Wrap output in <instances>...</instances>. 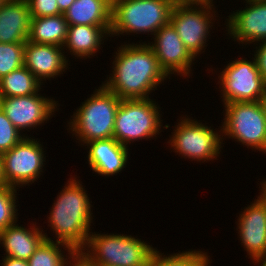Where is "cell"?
I'll return each mask as SVG.
<instances>
[{
    "mask_svg": "<svg viewBox=\"0 0 266 266\" xmlns=\"http://www.w3.org/2000/svg\"><path fill=\"white\" fill-rule=\"evenodd\" d=\"M114 53L112 74L102 85L120 99H147L157 86L170 79L146 42L121 44Z\"/></svg>",
    "mask_w": 266,
    "mask_h": 266,
    "instance_id": "6da1fadb",
    "label": "cell"
},
{
    "mask_svg": "<svg viewBox=\"0 0 266 266\" xmlns=\"http://www.w3.org/2000/svg\"><path fill=\"white\" fill-rule=\"evenodd\" d=\"M79 180L76 176L69 178L47 216L48 227L55 233V241L67 245L73 251L84 248L94 219L92 201Z\"/></svg>",
    "mask_w": 266,
    "mask_h": 266,
    "instance_id": "7a4b0ae2",
    "label": "cell"
},
{
    "mask_svg": "<svg viewBox=\"0 0 266 266\" xmlns=\"http://www.w3.org/2000/svg\"><path fill=\"white\" fill-rule=\"evenodd\" d=\"M175 4L174 0H112L110 35L153 36L170 23Z\"/></svg>",
    "mask_w": 266,
    "mask_h": 266,
    "instance_id": "3957f363",
    "label": "cell"
},
{
    "mask_svg": "<svg viewBox=\"0 0 266 266\" xmlns=\"http://www.w3.org/2000/svg\"><path fill=\"white\" fill-rule=\"evenodd\" d=\"M93 93L80 104L67 125L72 136L83 146L94 140L113 137L115 116L121 100L102 84Z\"/></svg>",
    "mask_w": 266,
    "mask_h": 266,
    "instance_id": "277c9868",
    "label": "cell"
},
{
    "mask_svg": "<svg viewBox=\"0 0 266 266\" xmlns=\"http://www.w3.org/2000/svg\"><path fill=\"white\" fill-rule=\"evenodd\" d=\"M156 249L131 235L91 232L81 252L98 266H148Z\"/></svg>",
    "mask_w": 266,
    "mask_h": 266,
    "instance_id": "5b68a950",
    "label": "cell"
},
{
    "mask_svg": "<svg viewBox=\"0 0 266 266\" xmlns=\"http://www.w3.org/2000/svg\"><path fill=\"white\" fill-rule=\"evenodd\" d=\"M157 102L147 99H121L115 116L113 138L129 147L134 141L157 137L163 126Z\"/></svg>",
    "mask_w": 266,
    "mask_h": 266,
    "instance_id": "8992f818",
    "label": "cell"
},
{
    "mask_svg": "<svg viewBox=\"0 0 266 266\" xmlns=\"http://www.w3.org/2000/svg\"><path fill=\"white\" fill-rule=\"evenodd\" d=\"M225 117L220 127L223 140L235 139L252 150L266 154L265 100L256 102H229L223 104Z\"/></svg>",
    "mask_w": 266,
    "mask_h": 266,
    "instance_id": "52a82bcc",
    "label": "cell"
},
{
    "mask_svg": "<svg viewBox=\"0 0 266 266\" xmlns=\"http://www.w3.org/2000/svg\"><path fill=\"white\" fill-rule=\"evenodd\" d=\"M214 8L213 0H203L176 3L172 10L170 23L194 58L205 52L210 28L217 16Z\"/></svg>",
    "mask_w": 266,
    "mask_h": 266,
    "instance_id": "ba28073f",
    "label": "cell"
},
{
    "mask_svg": "<svg viewBox=\"0 0 266 266\" xmlns=\"http://www.w3.org/2000/svg\"><path fill=\"white\" fill-rule=\"evenodd\" d=\"M193 117H182L170 136V147L179 156L197 162H208L219 157L223 149L222 129L219 132L211 126L204 125ZM215 130V131H214Z\"/></svg>",
    "mask_w": 266,
    "mask_h": 266,
    "instance_id": "9c48e42d",
    "label": "cell"
},
{
    "mask_svg": "<svg viewBox=\"0 0 266 266\" xmlns=\"http://www.w3.org/2000/svg\"><path fill=\"white\" fill-rule=\"evenodd\" d=\"M252 61L235 59L224 66L218 76V84L224 104L229 102H256L266 100V83Z\"/></svg>",
    "mask_w": 266,
    "mask_h": 266,
    "instance_id": "30bf717a",
    "label": "cell"
},
{
    "mask_svg": "<svg viewBox=\"0 0 266 266\" xmlns=\"http://www.w3.org/2000/svg\"><path fill=\"white\" fill-rule=\"evenodd\" d=\"M34 138L27 134L12 149L1 154L3 173L8 186L17 189L26 187L42 175L46 162L45 151L40 139Z\"/></svg>",
    "mask_w": 266,
    "mask_h": 266,
    "instance_id": "8fae6325",
    "label": "cell"
},
{
    "mask_svg": "<svg viewBox=\"0 0 266 266\" xmlns=\"http://www.w3.org/2000/svg\"><path fill=\"white\" fill-rule=\"evenodd\" d=\"M57 102L42 96L40 90L39 93L28 96L0 97L1 109L20 132L36 129L49 122L59 107Z\"/></svg>",
    "mask_w": 266,
    "mask_h": 266,
    "instance_id": "7c38bea8",
    "label": "cell"
},
{
    "mask_svg": "<svg viewBox=\"0 0 266 266\" xmlns=\"http://www.w3.org/2000/svg\"><path fill=\"white\" fill-rule=\"evenodd\" d=\"M260 183V195L239 214L236 228L252 262L266 258V179Z\"/></svg>",
    "mask_w": 266,
    "mask_h": 266,
    "instance_id": "4fadbf2b",
    "label": "cell"
},
{
    "mask_svg": "<svg viewBox=\"0 0 266 266\" xmlns=\"http://www.w3.org/2000/svg\"><path fill=\"white\" fill-rule=\"evenodd\" d=\"M148 42L153 49L161 69L170 78L171 74L189 77L196 59L186 49L171 23L161 27Z\"/></svg>",
    "mask_w": 266,
    "mask_h": 266,
    "instance_id": "5bb4252c",
    "label": "cell"
},
{
    "mask_svg": "<svg viewBox=\"0 0 266 266\" xmlns=\"http://www.w3.org/2000/svg\"><path fill=\"white\" fill-rule=\"evenodd\" d=\"M245 8L227 16L225 28L233 41L247 45L266 40V1H246Z\"/></svg>",
    "mask_w": 266,
    "mask_h": 266,
    "instance_id": "9a60e30c",
    "label": "cell"
},
{
    "mask_svg": "<svg viewBox=\"0 0 266 266\" xmlns=\"http://www.w3.org/2000/svg\"><path fill=\"white\" fill-rule=\"evenodd\" d=\"M69 59L63 47L26 41L24 66L43 84V81L62 75Z\"/></svg>",
    "mask_w": 266,
    "mask_h": 266,
    "instance_id": "2e32d148",
    "label": "cell"
},
{
    "mask_svg": "<svg viewBox=\"0 0 266 266\" xmlns=\"http://www.w3.org/2000/svg\"><path fill=\"white\" fill-rule=\"evenodd\" d=\"M87 161L93 173L101 176H113L121 173L127 166L129 148L120 144L115 138L88 142Z\"/></svg>",
    "mask_w": 266,
    "mask_h": 266,
    "instance_id": "e0dca14e",
    "label": "cell"
},
{
    "mask_svg": "<svg viewBox=\"0 0 266 266\" xmlns=\"http://www.w3.org/2000/svg\"><path fill=\"white\" fill-rule=\"evenodd\" d=\"M17 222L0 232V244L5 251L3 255L28 261L47 234L36 226V222H32L28 229Z\"/></svg>",
    "mask_w": 266,
    "mask_h": 266,
    "instance_id": "ac0fdd59",
    "label": "cell"
},
{
    "mask_svg": "<svg viewBox=\"0 0 266 266\" xmlns=\"http://www.w3.org/2000/svg\"><path fill=\"white\" fill-rule=\"evenodd\" d=\"M30 21L26 0H8L0 7V43H25Z\"/></svg>",
    "mask_w": 266,
    "mask_h": 266,
    "instance_id": "d6986e66",
    "label": "cell"
},
{
    "mask_svg": "<svg viewBox=\"0 0 266 266\" xmlns=\"http://www.w3.org/2000/svg\"><path fill=\"white\" fill-rule=\"evenodd\" d=\"M111 26L69 25L63 49L80 59L92 58L110 36Z\"/></svg>",
    "mask_w": 266,
    "mask_h": 266,
    "instance_id": "ffe728a7",
    "label": "cell"
},
{
    "mask_svg": "<svg viewBox=\"0 0 266 266\" xmlns=\"http://www.w3.org/2000/svg\"><path fill=\"white\" fill-rule=\"evenodd\" d=\"M112 0H75L63 13L68 25L111 26Z\"/></svg>",
    "mask_w": 266,
    "mask_h": 266,
    "instance_id": "44dd1931",
    "label": "cell"
},
{
    "mask_svg": "<svg viewBox=\"0 0 266 266\" xmlns=\"http://www.w3.org/2000/svg\"><path fill=\"white\" fill-rule=\"evenodd\" d=\"M68 26L64 14L31 18L27 41L63 47L67 38Z\"/></svg>",
    "mask_w": 266,
    "mask_h": 266,
    "instance_id": "7402d4cb",
    "label": "cell"
},
{
    "mask_svg": "<svg viewBox=\"0 0 266 266\" xmlns=\"http://www.w3.org/2000/svg\"><path fill=\"white\" fill-rule=\"evenodd\" d=\"M43 85L24 65L0 79V97L33 95Z\"/></svg>",
    "mask_w": 266,
    "mask_h": 266,
    "instance_id": "603a6c76",
    "label": "cell"
},
{
    "mask_svg": "<svg viewBox=\"0 0 266 266\" xmlns=\"http://www.w3.org/2000/svg\"><path fill=\"white\" fill-rule=\"evenodd\" d=\"M51 238L52 237L45 236V239L40 243L34 254L29 258V266H65L67 259L75 251L70 249L67 245L56 242ZM62 247L65 249V252L61 249ZM66 250L67 254L65 255L64 253H66Z\"/></svg>",
    "mask_w": 266,
    "mask_h": 266,
    "instance_id": "cb8c5ba5",
    "label": "cell"
},
{
    "mask_svg": "<svg viewBox=\"0 0 266 266\" xmlns=\"http://www.w3.org/2000/svg\"><path fill=\"white\" fill-rule=\"evenodd\" d=\"M207 252L199 250L182 251L167 256L158 249L152 255L148 266H211Z\"/></svg>",
    "mask_w": 266,
    "mask_h": 266,
    "instance_id": "d4e9b609",
    "label": "cell"
},
{
    "mask_svg": "<svg viewBox=\"0 0 266 266\" xmlns=\"http://www.w3.org/2000/svg\"><path fill=\"white\" fill-rule=\"evenodd\" d=\"M25 43H0V79L24 65Z\"/></svg>",
    "mask_w": 266,
    "mask_h": 266,
    "instance_id": "484cf974",
    "label": "cell"
},
{
    "mask_svg": "<svg viewBox=\"0 0 266 266\" xmlns=\"http://www.w3.org/2000/svg\"><path fill=\"white\" fill-rule=\"evenodd\" d=\"M16 193L17 188L11 186L0 188V232L18 220Z\"/></svg>",
    "mask_w": 266,
    "mask_h": 266,
    "instance_id": "4316f807",
    "label": "cell"
},
{
    "mask_svg": "<svg viewBox=\"0 0 266 266\" xmlns=\"http://www.w3.org/2000/svg\"><path fill=\"white\" fill-rule=\"evenodd\" d=\"M6 117L5 112L0 107V154L12 149L24 137Z\"/></svg>",
    "mask_w": 266,
    "mask_h": 266,
    "instance_id": "83f0119b",
    "label": "cell"
},
{
    "mask_svg": "<svg viewBox=\"0 0 266 266\" xmlns=\"http://www.w3.org/2000/svg\"><path fill=\"white\" fill-rule=\"evenodd\" d=\"M31 18L62 14L56 0H26Z\"/></svg>",
    "mask_w": 266,
    "mask_h": 266,
    "instance_id": "f1b7e54d",
    "label": "cell"
},
{
    "mask_svg": "<svg viewBox=\"0 0 266 266\" xmlns=\"http://www.w3.org/2000/svg\"><path fill=\"white\" fill-rule=\"evenodd\" d=\"M258 44V47H255L256 50L254 51L253 58L255 59L256 66L260 72V75L266 83V40L261 41Z\"/></svg>",
    "mask_w": 266,
    "mask_h": 266,
    "instance_id": "f546056e",
    "label": "cell"
},
{
    "mask_svg": "<svg viewBox=\"0 0 266 266\" xmlns=\"http://www.w3.org/2000/svg\"><path fill=\"white\" fill-rule=\"evenodd\" d=\"M65 266H98L90 261L81 251H75L68 259Z\"/></svg>",
    "mask_w": 266,
    "mask_h": 266,
    "instance_id": "4dcf8cb0",
    "label": "cell"
},
{
    "mask_svg": "<svg viewBox=\"0 0 266 266\" xmlns=\"http://www.w3.org/2000/svg\"><path fill=\"white\" fill-rule=\"evenodd\" d=\"M1 266H29L28 261L4 256Z\"/></svg>",
    "mask_w": 266,
    "mask_h": 266,
    "instance_id": "1f68e13d",
    "label": "cell"
},
{
    "mask_svg": "<svg viewBox=\"0 0 266 266\" xmlns=\"http://www.w3.org/2000/svg\"><path fill=\"white\" fill-rule=\"evenodd\" d=\"M75 0H56L60 12L63 14Z\"/></svg>",
    "mask_w": 266,
    "mask_h": 266,
    "instance_id": "d6a6232c",
    "label": "cell"
},
{
    "mask_svg": "<svg viewBox=\"0 0 266 266\" xmlns=\"http://www.w3.org/2000/svg\"><path fill=\"white\" fill-rule=\"evenodd\" d=\"M7 182L5 180L4 177V173H3V160H2V156L0 155V188L6 187Z\"/></svg>",
    "mask_w": 266,
    "mask_h": 266,
    "instance_id": "836d02e7",
    "label": "cell"
},
{
    "mask_svg": "<svg viewBox=\"0 0 266 266\" xmlns=\"http://www.w3.org/2000/svg\"><path fill=\"white\" fill-rule=\"evenodd\" d=\"M253 263H254V265H255V264H258V265H259V264L261 263V264H260L261 266H266V258H263V259H260V260H256V261H254ZM260 265H259V266H260Z\"/></svg>",
    "mask_w": 266,
    "mask_h": 266,
    "instance_id": "e575fe53",
    "label": "cell"
},
{
    "mask_svg": "<svg viewBox=\"0 0 266 266\" xmlns=\"http://www.w3.org/2000/svg\"><path fill=\"white\" fill-rule=\"evenodd\" d=\"M176 3H185V2H200L203 0H174Z\"/></svg>",
    "mask_w": 266,
    "mask_h": 266,
    "instance_id": "d590c367",
    "label": "cell"
},
{
    "mask_svg": "<svg viewBox=\"0 0 266 266\" xmlns=\"http://www.w3.org/2000/svg\"><path fill=\"white\" fill-rule=\"evenodd\" d=\"M245 1H266V0H245Z\"/></svg>",
    "mask_w": 266,
    "mask_h": 266,
    "instance_id": "8d00e7d4",
    "label": "cell"
}]
</instances>
